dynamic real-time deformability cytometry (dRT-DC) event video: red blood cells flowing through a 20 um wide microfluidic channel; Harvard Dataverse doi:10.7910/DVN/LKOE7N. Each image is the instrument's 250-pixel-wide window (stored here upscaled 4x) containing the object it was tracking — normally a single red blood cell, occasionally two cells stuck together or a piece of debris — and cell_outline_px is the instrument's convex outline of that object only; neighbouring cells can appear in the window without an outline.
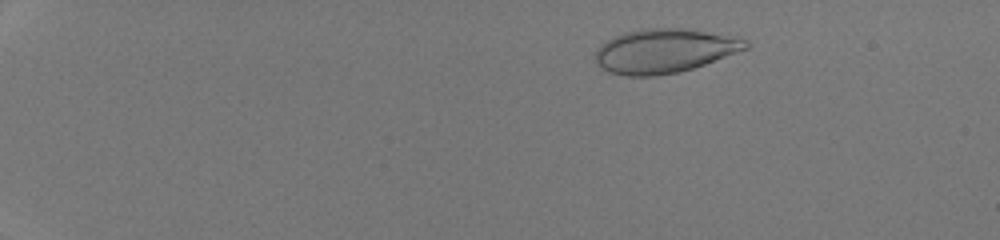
{"species": "human", "species_latin": "Homo sapiens", "temperature_condition": "room temperature", "stored_images_in_passage": 42, "camera_frame_rate_fps": 3000, "um_per_image_px": 0.085, "donor": {"sex": "male"}, "frame": {"image": 1, "passage_image": 1, "time_ms": 0.0, "image_size_px": [1000, 240], "cell_outline_px": [[752, 44], [748, 48], [704, 64], [680, 72], [656, 76], [628, 76], [608, 72], [600, 68], [596, 64], [596, 48], [600, 44], [616, 36], [640, 28], [692, 28], [728, 32], [748, 40]], "centroid_in_image_um": [56.56, 4.29], "position_along_channel_um": 28.4, "area_um2": 39.54}}
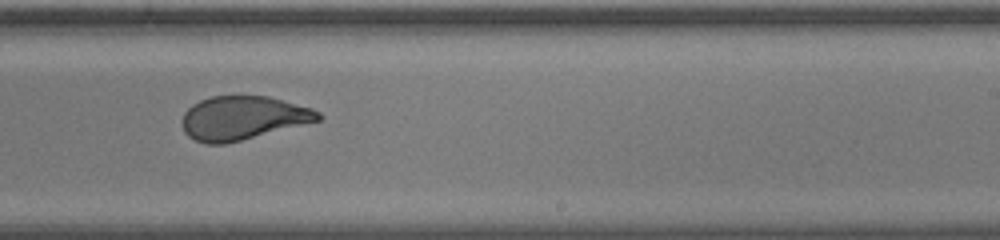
{"frame": {"image": 2, "passage_image": 27, "time_ms": 8.667, "image_size_px": [1000, 240], "cell_outline_px": [[324, 116], [320, 120], [224, 144], [208, 144], [196, 140], [188, 136], [184, 132], [180, 124], [180, 120], [184, 112], [192, 104], [200, 100], [212, 96], [268, 96], [312, 108], [320, 112]], "centroid_in_image_um": [20.6, 10.02], "position_along_channel_um": 268.4, "area_um2": 34.56}}
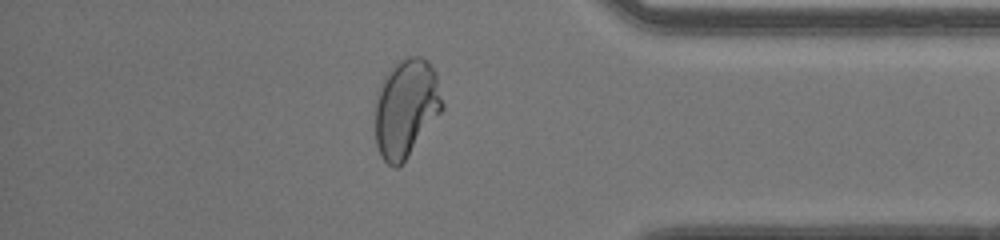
{"frame": {"image": 3, "passage_image": 37, "time_ms": 12.0, "image_size_px": [1000, 240], "cell_outline_px": [[444, 108], [408, 156], [396, 168], [392, 168], [380, 156], [376, 144], [376, 92], [384, 76], [396, 60], [404, 56], [420, 56], [428, 60], [436, 72], [444, 104]], "centroid_in_image_um": [34.51, 9.13], "position_along_channel_um": 400.7, "area_um2": 38.78}, "authors_computed_cell_mechanics": {"area_um2": 36.8186, "velocity_mm_per_s": 4.3213, "shape_relaxation_time_tau1_ms": 7.2545, "shape_relaxation_time_tau2_ms": null, "deformation_change_tau1": 0.2557, "deformation_change_tau2": null}}